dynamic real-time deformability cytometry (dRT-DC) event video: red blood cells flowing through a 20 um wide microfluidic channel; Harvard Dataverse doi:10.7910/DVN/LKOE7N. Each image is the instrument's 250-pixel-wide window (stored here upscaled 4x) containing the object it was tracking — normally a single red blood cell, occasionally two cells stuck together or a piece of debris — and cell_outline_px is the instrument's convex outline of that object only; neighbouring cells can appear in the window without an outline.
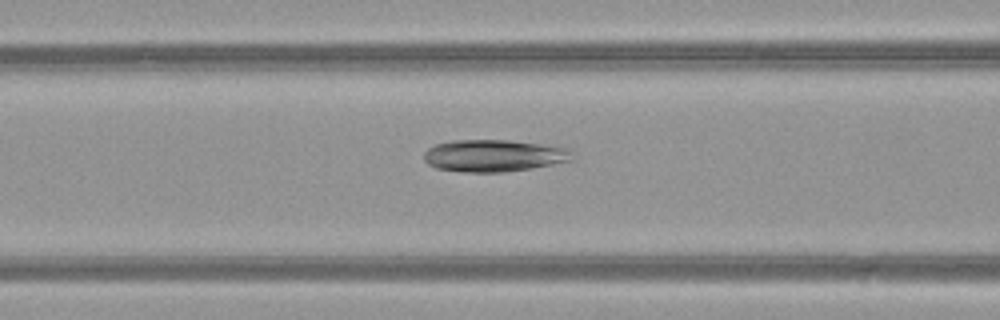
{"species": "common noctule bat (a hibernating species)", "species_latin": "Nyctalus noctula", "temperature_condition": "warm", "stored_images_in_passage": 39, "camera_frame_rate_fps": 3000, "um_per_image_px": 0.085, "animal": {"sex": "female", "body_mass_g": 21.9}, "frame": {"image": 1, "passage_image": 12, "time_ms": 3.667, "image_size_px": [1000, 320], "cell_outline_px": [[568, 160], [528, 168], [500, 172], [472, 172], [436, 168], [428, 164], [424, 160], [424, 152], [428, 148], [436, 144], [460, 140], [504, 140], [536, 144], [556, 148]], "centroid_in_image_um": [41.67, 13.24], "position_along_channel_um": 124.9, "area_um2": 25.89}}
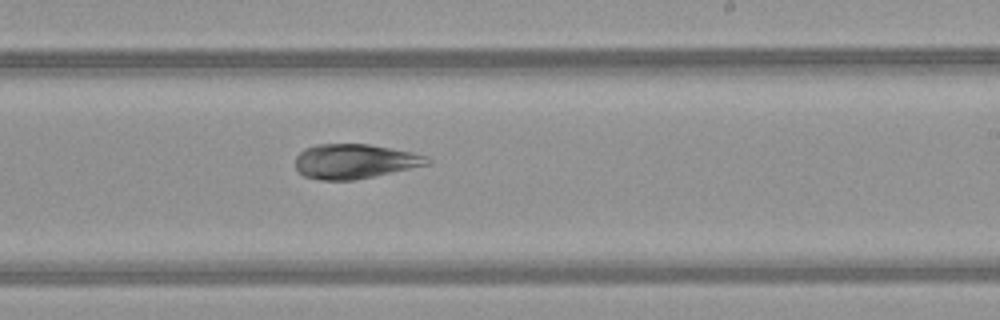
{"frame": {"image": 2, "passage_image": 22, "time_ms": 7.0, "image_size_px": [1000, 320], "cell_outline_px": [[428, 164], [372, 176], [352, 180], [324, 180], [304, 176], [296, 168], [296, 156], [300, 152], [308, 148], [320, 144], [368, 144], [408, 152], [424, 156]], "centroid_in_image_um": [30.05, 13.71], "position_along_channel_um": 258.9, "area_um2": 25.66}}
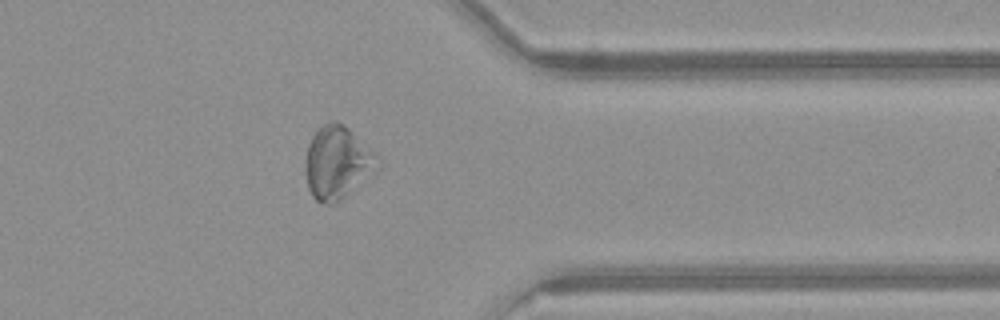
{"frame": {"image": 3, "passage_image": 32, "time_ms": 10.333, "image_size_px": [1000, 320], "cell_outline_px": [[360, 164], [340, 196], [336, 200], [316, 200], [312, 196], [308, 188], [308, 148], [312, 136], [324, 124], [340, 124], [352, 136], [360, 152]], "centroid_in_image_um": [28.17, 13.75], "position_along_channel_um": 383.2, "area_um2": 22.6}}